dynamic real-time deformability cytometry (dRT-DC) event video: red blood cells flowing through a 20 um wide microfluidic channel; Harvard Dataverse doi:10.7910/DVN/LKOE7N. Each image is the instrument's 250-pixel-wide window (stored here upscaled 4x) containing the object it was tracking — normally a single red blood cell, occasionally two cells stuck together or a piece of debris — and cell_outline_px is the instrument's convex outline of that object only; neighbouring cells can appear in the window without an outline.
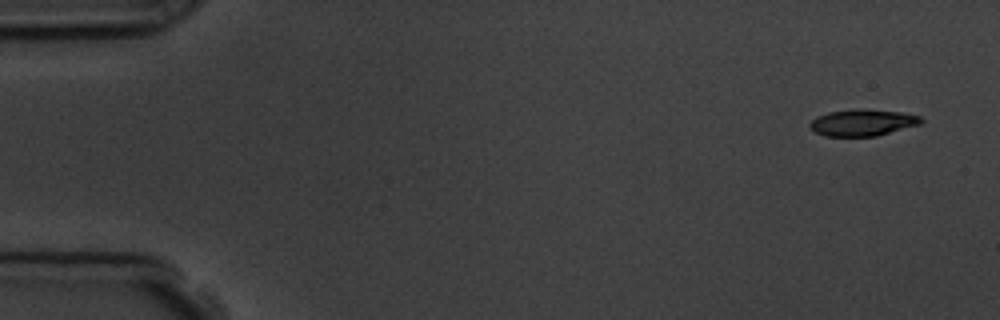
{"species": "common noctule bat (a hibernating species)", "species_latin": "Nyctalus noctula", "temperature_condition": "room temperature", "stored_images_in_passage": 4, "camera_frame_rate_fps": 3000, "um_per_image_px": 0.085, "animal": {"sex": "male", "body_mass_g": 19.5, "forearm_length_mm": 54.6}, "frame": {"image": 1, "passage_image": 1, "time_ms": 0.0, "image_size_px": [1000, 320], "cell_outline_px": [[924, 120], [920, 124], [876, 136], [824, 136], [816, 132], [808, 124], [812, 120], [828, 112], [900, 112], [920, 116]], "centroid_in_image_um": [73.34, 10.48], "position_along_channel_um": 11.7, "area_um2": 16.01}}
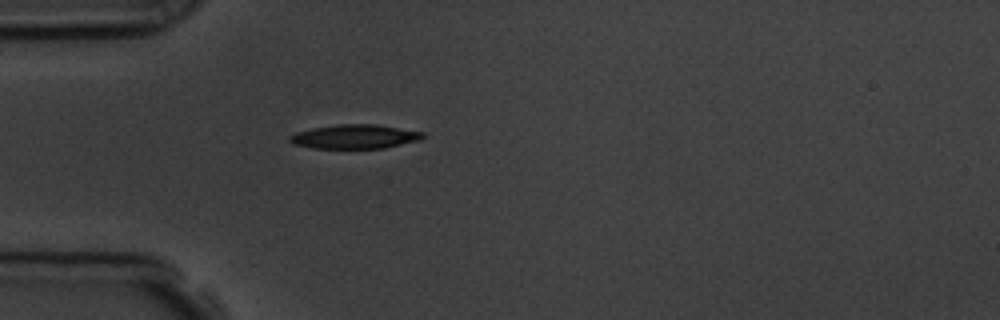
{"frame": {"image": 2, "passage_image": 4, "time_ms": 4.333, "image_size_px": [1000, 320], "cell_outline_px": [[424, 136], [420, 140], [384, 148], [312, 148], [292, 144], [288, 140], [288, 136], [296, 132], [312, 128], [336, 124], [376, 124], [424, 132]], "centroid_in_image_um": [30.12, 11.61], "position_along_channel_um": 54.9, "area_um2": 18.79}}